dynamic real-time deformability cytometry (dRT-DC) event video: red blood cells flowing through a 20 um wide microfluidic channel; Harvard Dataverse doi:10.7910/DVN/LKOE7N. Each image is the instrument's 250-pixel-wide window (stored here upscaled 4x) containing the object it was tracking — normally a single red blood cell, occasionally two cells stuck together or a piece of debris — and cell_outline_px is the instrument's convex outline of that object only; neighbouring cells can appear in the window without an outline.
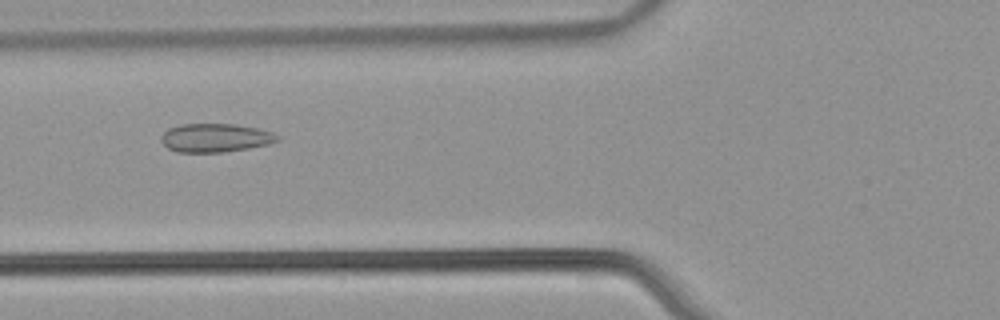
{"species": "common noctule bat (a hibernating species)", "species_latin": "Nyctalus noctula", "temperature_condition": "warm", "stored_images_in_passage": 40, "camera_frame_rate_fps": 3000, "um_per_image_px": 0.085, "animal": {"sex": "male", "body_mass_g": 21.5, "forearm_length_mm": 52.0}, "frame": {"image": 1, "passage_image": 7, "time_ms": 2.0, "image_size_px": [1000, 320], "cell_outline_px": [[280, 140], [268, 144], [248, 148], [224, 152], [176, 152], [168, 148], [160, 140], [160, 136], [168, 128], [180, 124], [236, 124], [256, 128], [272, 132], [280, 136]], "centroid_in_image_um": [18.29, 11.71], "position_along_channel_um": 107.5, "area_um2": 19.42}}
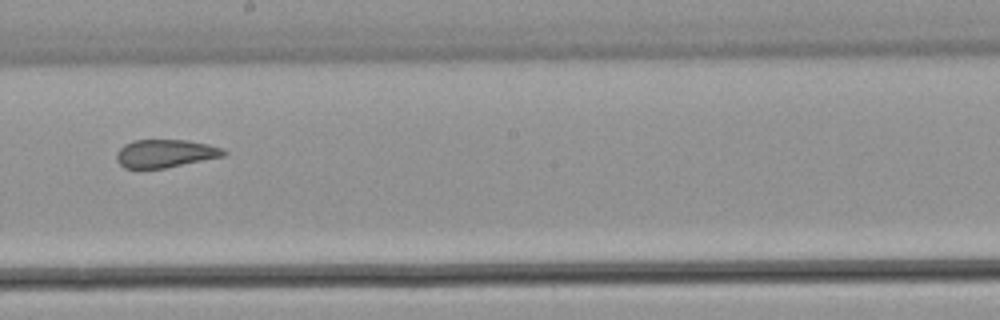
{"frame": {"image": 2, "passage_image": 17, "time_ms": 5.333, "image_size_px": [1000, 320], "cell_outline_px": [[228, 152], [224, 156], [164, 168], [124, 168], [116, 160], [116, 152], [124, 144], [132, 140], [188, 140], [208, 144], [220, 148]], "centroid_in_image_um": [14.02, 13.04], "position_along_channel_um": 234.2, "area_um2": 17.46}}
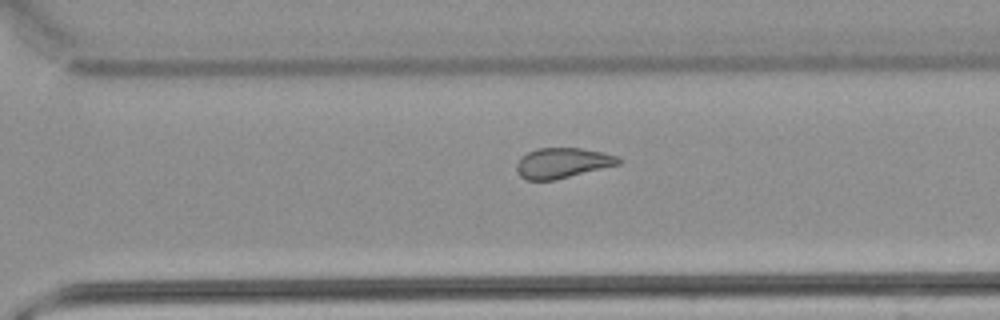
{"frame": {"image": 3, "passage_image": 24, "time_ms": 7.667, "image_size_px": [1000, 320], "cell_outline_px": [[624, 160], [620, 164], [556, 180], [528, 180], [520, 176], [516, 168], [516, 164], [520, 156], [536, 148], [580, 148], [604, 152], [616, 156]], "centroid_in_image_um": [47.81, 13.85], "position_along_channel_um": 322.8, "area_um2": 18.15}, "authors_computed_cell_mechanics": {"area_um2": 18.8717, "velocity_mm_per_s": 3.7997, "shape_relaxation_time_tau1_ms": null, "shape_relaxation_time_tau2_ms": 1.788, "deformation_change_tau1": null, "deformation_change_tau2": 0.0678}}